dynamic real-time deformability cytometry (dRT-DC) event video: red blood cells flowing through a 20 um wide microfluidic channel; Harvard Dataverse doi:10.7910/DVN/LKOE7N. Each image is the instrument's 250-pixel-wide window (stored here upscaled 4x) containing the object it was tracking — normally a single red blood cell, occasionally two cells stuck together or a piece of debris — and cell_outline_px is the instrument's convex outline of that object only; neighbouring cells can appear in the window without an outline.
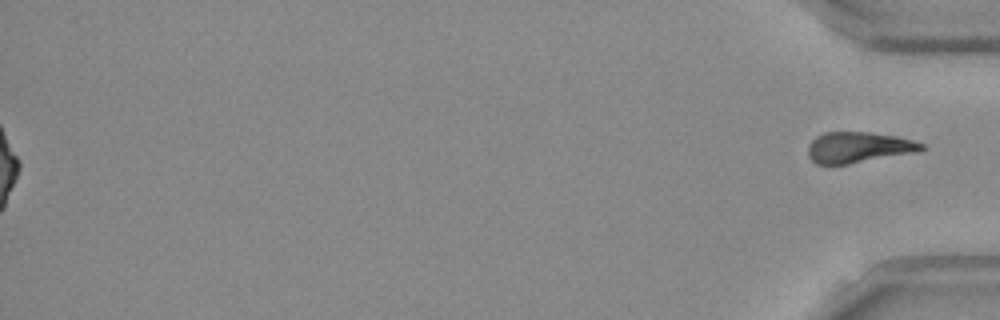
{"species": "Egyptian fruit bat (a non-hibernating species)", "species_latin": "Rousettus aegyptiacus", "temperature_condition": "room temperature", "stored_images_in_passage": 54, "segment_of_instrument_passage": [2, 2], "camera_frame_rate_fps": 3000, "um_per_image_px": 0.085, "frame": {"image": 1, "passage_image": 54, "time_ms": 17.667, "image_size_px": [1000, 320], "cell_outline_px": [[928, 148], [920, 152], [848, 164], [816, 164], [808, 156], [808, 144], [816, 136], [824, 132], [872, 132], [896, 136], [912, 140], [924, 144]], "centroid_in_image_um": [73.01, 12.52], "position_along_channel_um": 362.2, "area_um2": 20.69}}